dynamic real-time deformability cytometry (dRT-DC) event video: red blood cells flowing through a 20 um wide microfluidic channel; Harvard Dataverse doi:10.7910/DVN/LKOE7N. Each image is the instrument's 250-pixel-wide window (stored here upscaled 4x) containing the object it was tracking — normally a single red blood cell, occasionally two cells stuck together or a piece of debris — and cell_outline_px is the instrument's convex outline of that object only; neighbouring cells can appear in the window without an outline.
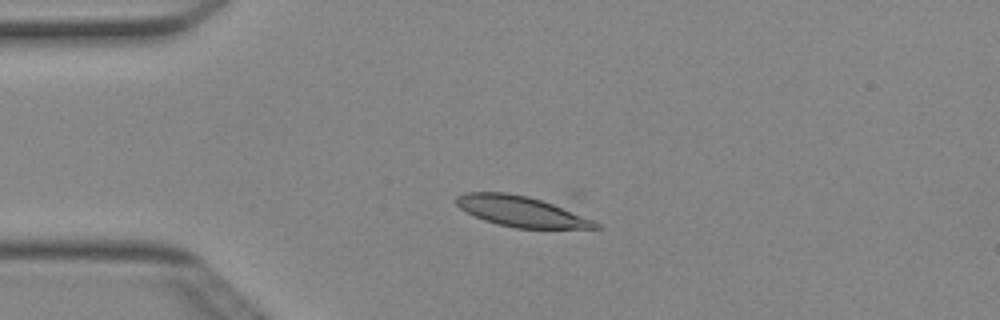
{"species": "Egyptian fruit bat (a non-hibernating species)", "species_latin": "Rousettus aegyptiacus", "temperature_condition": "cold", "stored_images_in_passage": 3, "camera_frame_rate_fps": 3000, "um_per_image_px": 0.085, "animal": {"sex": "female"}, "frame": {"image": 1, "passage_image": 2, "time_ms": 0.333, "image_size_px": [1000, 320], "cell_outline_px": [[600, 228], [516, 228], [496, 224], [484, 220], [460, 208], [456, 204], [456, 196], [464, 192], [508, 192], [528, 196], [552, 204], [592, 220], [600, 224]], "centroid_in_image_um": [44.23, 17.96], "position_along_channel_um": 40.8, "area_um2": 24.28}}